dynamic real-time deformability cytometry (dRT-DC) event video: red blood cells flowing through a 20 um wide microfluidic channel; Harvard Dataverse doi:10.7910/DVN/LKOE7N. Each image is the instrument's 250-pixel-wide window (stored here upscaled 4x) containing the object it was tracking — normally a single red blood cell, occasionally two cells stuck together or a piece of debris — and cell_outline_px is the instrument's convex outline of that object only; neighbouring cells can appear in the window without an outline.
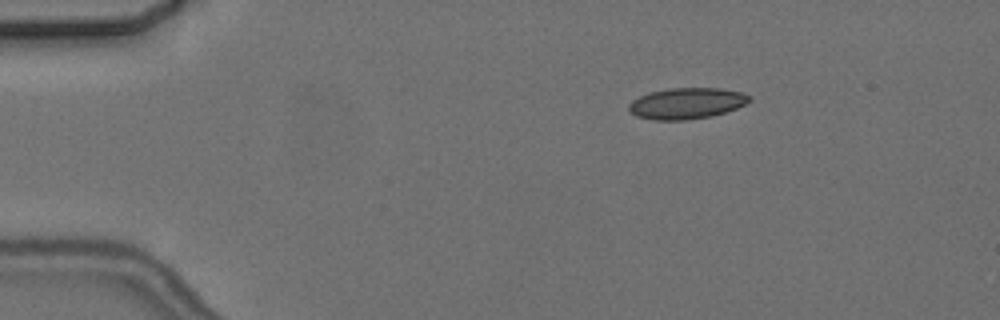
{"species": "common noctule bat (a hibernating species)", "species_latin": "Nyctalus noctula", "temperature_condition": "cold", "stored_images_in_passage": 6, "camera_frame_rate_fps": 3000, "um_per_image_px": 0.085, "animal": {"sex": "female", "body_mass_g": 24.6, "forearm_length_mm": 56.2}, "frame": {"image": 1, "passage_image": 3, "time_ms": 2.667, "image_size_px": [1000, 320], "cell_outline_px": [[752, 100], [736, 108], [712, 116], [688, 120], [652, 120], [636, 116], [628, 108], [628, 104], [632, 100], [640, 96], [652, 92], [668, 88], [720, 88], [740, 92], [752, 96]], "centroid_in_image_um": [58.37, 8.79], "position_along_channel_um": 26.6, "area_um2": 21.85}}